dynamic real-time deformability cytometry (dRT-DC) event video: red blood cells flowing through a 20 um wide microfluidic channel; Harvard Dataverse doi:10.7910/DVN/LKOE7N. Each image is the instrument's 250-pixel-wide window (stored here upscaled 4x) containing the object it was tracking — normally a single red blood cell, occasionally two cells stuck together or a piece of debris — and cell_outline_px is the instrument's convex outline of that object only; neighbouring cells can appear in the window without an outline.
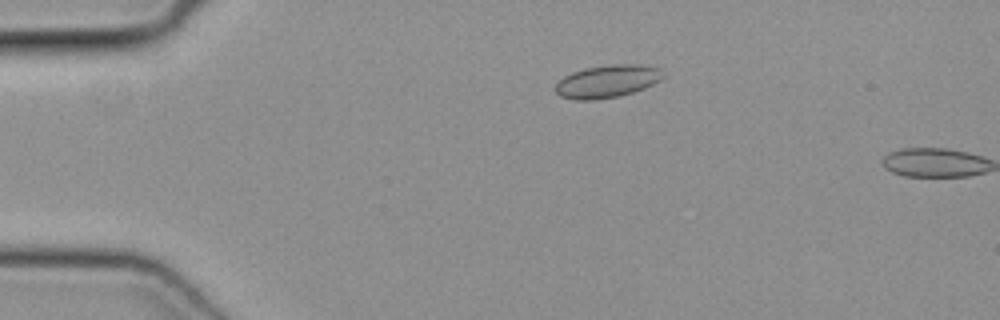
{"species": "common noctule bat (a hibernating species)", "species_latin": "Nyctalus noctula", "temperature_condition": "cold", "stored_images_in_passage": 6, "camera_frame_rate_fps": 3000, "um_per_image_px": 0.085, "animal": {"sex": "female", "body_mass_g": 19.3, "forearm_length_mm": 54.1}, "frame": {"image": 1, "passage_image": 5, "time_ms": 1.333, "image_size_px": [1000, 320], "cell_outline_px": [[668, 76], [644, 88], [620, 96], [596, 100], [576, 100], [560, 96], [556, 92], [556, 84], [564, 76], [572, 72], [584, 68], [612, 64], [640, 64], [660, 68]], "centroid_in_image_um": [51.66, 6.9], "position_along_channel_um": 33.3, "area_um2": 20.69}}